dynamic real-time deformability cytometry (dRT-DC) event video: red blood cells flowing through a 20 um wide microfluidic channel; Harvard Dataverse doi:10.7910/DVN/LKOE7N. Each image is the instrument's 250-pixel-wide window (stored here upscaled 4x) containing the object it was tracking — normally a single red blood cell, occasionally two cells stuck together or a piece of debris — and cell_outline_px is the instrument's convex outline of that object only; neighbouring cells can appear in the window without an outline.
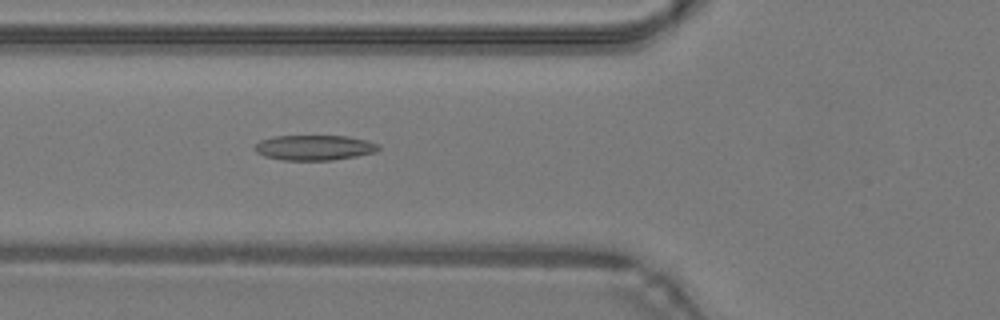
{"species": "common noctule bat (a hibernating species)", "species_latin": "Nyctalus noctula", "temperature_condition": "warm", "stored_images_in_passage": 47, "camera_frame_rate_fps": 3000, "um_per_image_px": 0.085, "animal": {"sex": "male", "body_mass_g": 19.2, "forearm_length_mm": 51.8}, "frame": {"image": 1, "passage_image": 17, "time_ms": 5.333, "image_size_px": [1000, 320], "cell_outline_px": [[380, 148], [376, 152], [356, 156], [332, 160], [284, 160], [264, 156], [256, 152], [256, 144], [260, 140], [272, 136], [348, 136], [368, 140], [380, 144]], "centroid_in_image_um": [26.76, 12.54], "position_along_channel_um": 99.0, "area_um2": 18.21}}
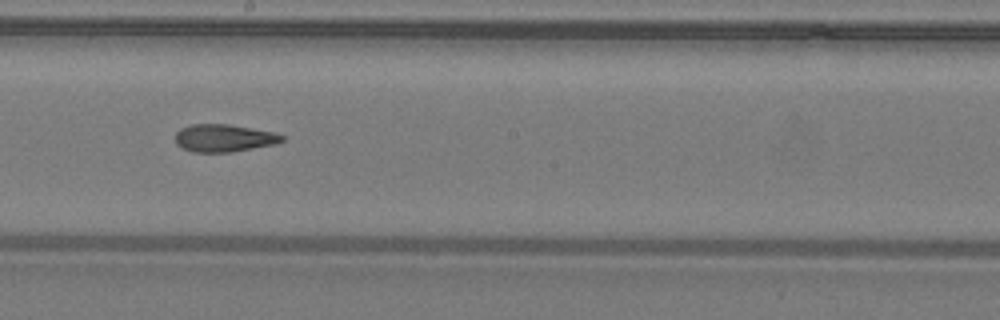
{"frame": {"image": 2, "passage_image": 26, "time_ms": 8.333, "image_size_px": [1000, 320], "cell_outline_px": [[284, 140], [276, 144], [232, 152], [192, 152], [180, 148], [176, 144], [176, 132], [180, 128], [192, 124], [228, 124], [272, 132], [284, 136]], "centroid_in_image_um": [19.0, 11.74], "position_along_channel_um": 229.2, "area_um2": 17.17}}
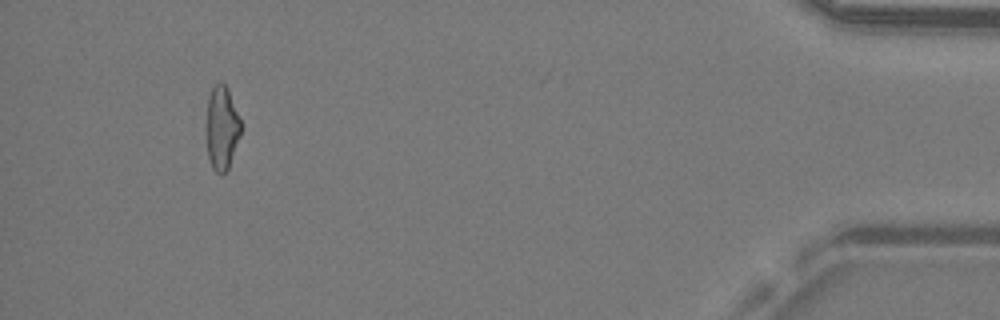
{"frame": {"image": 3, "passage_image": 44, "time_ms": 14.333, "image_size_px": [1000, 320], "cell_outline_px": [[240, 136], [228, 168], [220, 176], [212, 168], [208, 156], [208, 96], [212, 88], [220, 80], [228, 88], [240, 120]], "centroid_in_image_um": [18.87, 10.87], "position_along_channel_um": 416.3, "area_um2": 16.36}, "authors_computed_cell_mechanics": {"area_um2": 17.629, "velocity_mm_per_s": 4.3179, "shape_relaxation_time_tau1_ms": null, "shape_relaxation_time_tau2_ms": 3.7641, "deformation_change_tau1": null, "deformation_change_tau2": 0.1433}}